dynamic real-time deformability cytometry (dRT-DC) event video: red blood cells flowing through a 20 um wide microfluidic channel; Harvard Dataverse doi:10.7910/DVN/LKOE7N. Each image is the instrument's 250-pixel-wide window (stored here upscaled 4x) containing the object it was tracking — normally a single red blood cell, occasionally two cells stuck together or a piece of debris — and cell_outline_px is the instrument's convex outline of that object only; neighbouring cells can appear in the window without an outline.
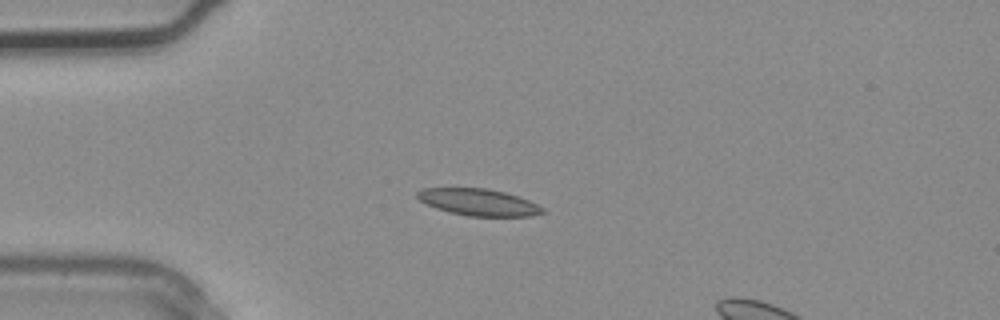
{"species": "common noctule bat (a hibernating species)", "species_latin": "Nyctalus noctula", "temperature_condition": "warm", "stored_images_in_passage": 3, "segment_of_instrument_passage": [1, 2], "camera_frame_rate_fps": 3000, "um_per_image_px": 0.085, "animal": {"sex": "male", "body_mass_g": 20.4}, "frame": {"image": 1, "passage_image": 2, "time_ms": 0.333, "image_size_px": [1000, 320], "cell_outline_px": [[544, 212], [532, 216], [468, 216], [448, 212], [436, 208], [420, 200], [416, 196], [416, 192], [424, 188], [488, 188], [504, 192], [528, 200], [544, 208]], "centroid_in_image_um": [40.66, 17.19], "position_along_channel_um": 44.3, "area_um2": 19.42}}